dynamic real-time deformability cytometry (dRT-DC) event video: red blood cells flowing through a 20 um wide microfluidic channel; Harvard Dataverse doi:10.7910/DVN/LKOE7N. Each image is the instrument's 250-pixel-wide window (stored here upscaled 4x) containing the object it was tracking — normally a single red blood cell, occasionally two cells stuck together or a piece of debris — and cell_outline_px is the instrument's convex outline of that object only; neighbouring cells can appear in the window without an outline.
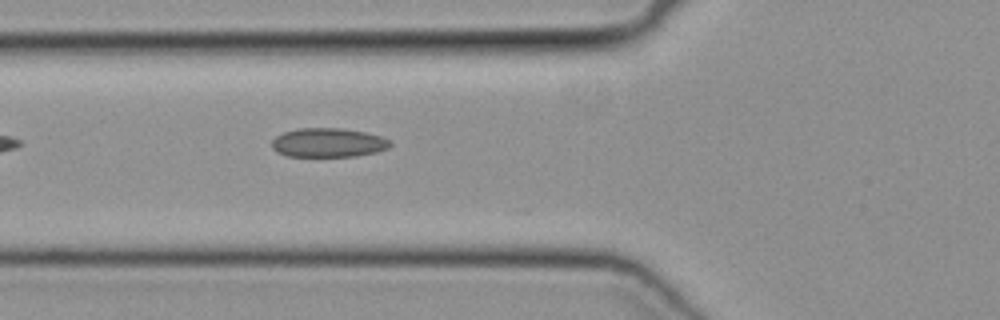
{"species": "common noctule bat (a hibernating species)", "species_latin": "Nyctalus noctula", "temperature_condition": "cold", "stored_images_in_passage": 29, "camera_frame_rate_fps": 3000, "um_per_image_px": 0.085, "animal": {"sex": "female", "body_mass_g": 19.3, "forearm_length_mm": 54.1}, "frame": {"image": 1, "passage_image": 5, "time_ms": 1.333, "image_size_px": [1000, 320], "cell_outline_px": [[392, 144], [388, 148], [376, 152], [356, 156], [284, 156], [276, 152], [272, 148], [272, 140], [276, 136], [284, 132], [300, 128], [340, 128], [364, 132], [380, 136], [392, 140]], "centroid_in_image_um": [27.9, 12.13], "position_along_channel_um": 97.9, "area_um2": 20.11}}
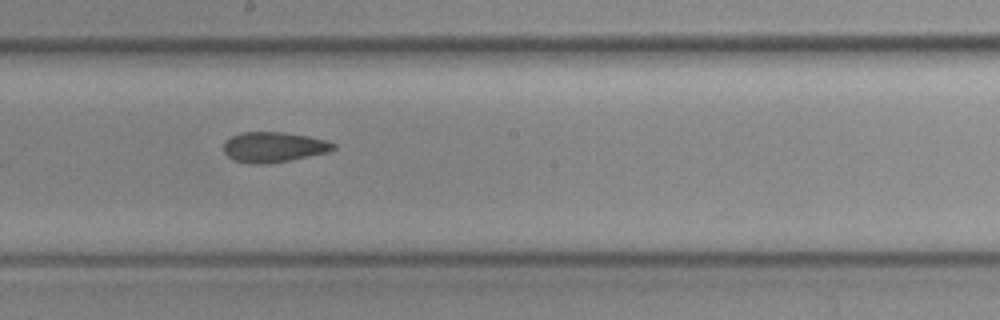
{"frame": {"image": 2, "passage_image": 14, "time_ms": 4.333, "image_size_px": [1000, 320], "cell_outline_px": [[336, 148], [328, 152], [268, 164], [248, 164], [232, 160], [224, 152], [224, 140], [240, 132], [284, 132], [308, 136], [328, 140], [336, 144]], "centroid_in_image_um": [23.24, 12.5], "position_along_channel_um": 225.0, "area_um2": 19.54}}
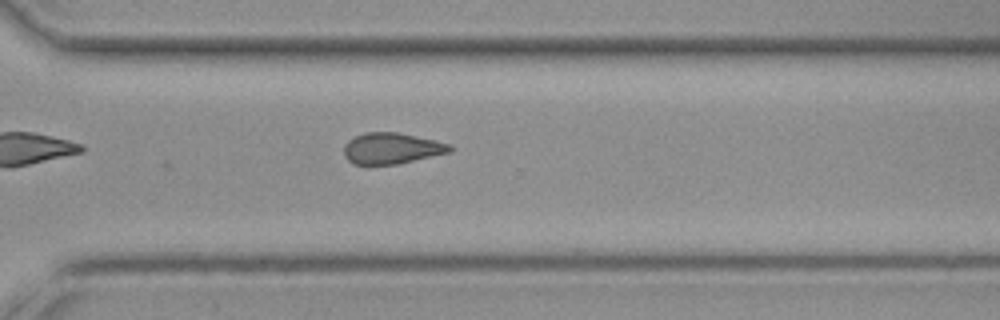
{"frame": {"image": 3, "passage_image": 22, "time_ms": 7.0, "image_size_px": [1000, 320], "cell_outline_px": [[456, 148], [452, 152], [396, 164], [352, 164], [344, 156], [344, 144], [348, 140], [364, 132], [396, 132], [436, 140], [452, 144]], "centroid_in_image_um": [33.33, 12.6], "position_along_channel_um": 337.3, "area_um2": 19.36}}